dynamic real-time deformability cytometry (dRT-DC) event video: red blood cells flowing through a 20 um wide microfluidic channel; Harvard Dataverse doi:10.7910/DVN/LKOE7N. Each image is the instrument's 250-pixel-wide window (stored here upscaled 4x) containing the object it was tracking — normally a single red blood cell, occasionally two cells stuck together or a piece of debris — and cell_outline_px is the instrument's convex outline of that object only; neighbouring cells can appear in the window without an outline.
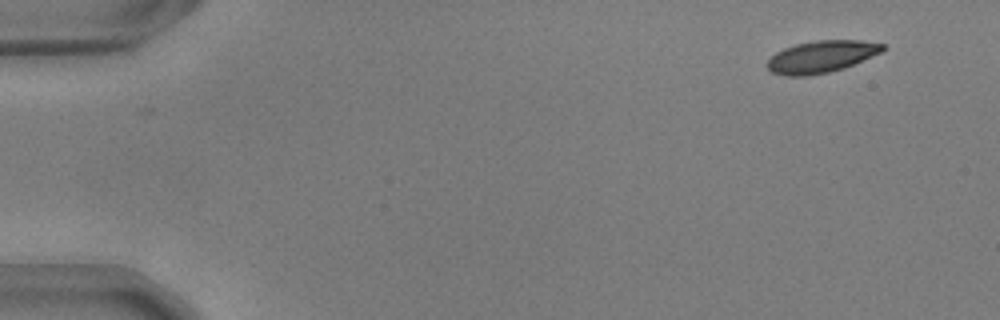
{"species": "common noctule bat (a hibernating species)", "species_latin": "Nyctalus noctula", "temperature_condition": "warm", "stored_images_in_passage": 52, "camera_frame_rate_fps": 3000, "um_per_image_px": 0.085, "animal": {"sex": "male", "body_mass_g": 17.9, "forearm_length_mm": 54.2}, "frame": {"image": 1, "passage_image": 1, "time_ms": 0.0, "image_size_px": [1000, 320], "cell_outline_px": [[884, 52], [844, 68], [828, 72], [808, 76], [784, 76], [772, 72], [768, 68], [768, 60], [776, 52], [784, 48], [796, 44], [816, 40], [860, 40], [884, 44]], "centroid_in_image_um": [69.84, 4.82], "position_along_channel_um": 15.2, "area_um2": 21.56}}
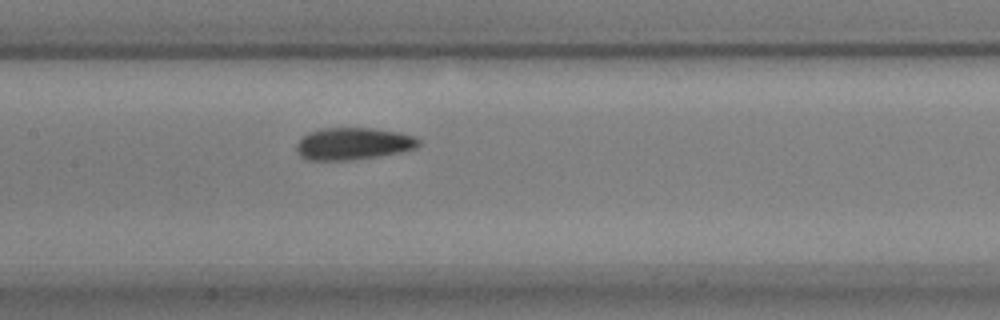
{"frame": {"image": 2, "passage_image": 24, "time_ms": 7.667, "image_size_px": [1000, 320], "cell_outline_px": [[420, 144], [416, 148], [400, 152], [380, 156], [352, 160], [308, 160], [300, 156], [296, 152], [296, 144], [308, 132], [324, 128], [372, 128], [400, 132], [416, 136], [420, 140]], "centroid_in_image_um": [30.04, 12.21], "position_along_channel_um": 177.4, "area_um2": 23.06}}
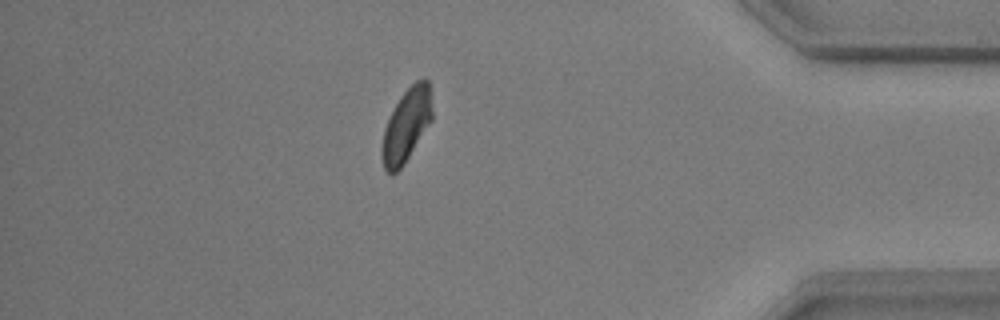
{"frame": {"image": 3, "passage_image": 45, "time_ms": 14.667, "image_size_px": [1000, 320], "cell_outline_px": [[432, 120], [404, 164], [396, 172], [388, 172], [384, 168], [380, 152], [380, 148], [384, 128], [400, 96], [416, 80], [424, 76], [428, 80], [432, 108]], "centroid_in_image_um": [34.54, 10.63], "position_along_channel_um": 400.7, "area_um2": 21.33}, "authors_computed_cell_mechanics": {"area_um2": 22.4553, "velocity_mm_per_s": 3.6774, "shape_relaxation_time_tau1_ms": 3.908, "shape_relaxation_time_tau2_ms": 2.7336, "deformation_change_tau1": 0.121, "deformation_change_tau2": 0.0604}}